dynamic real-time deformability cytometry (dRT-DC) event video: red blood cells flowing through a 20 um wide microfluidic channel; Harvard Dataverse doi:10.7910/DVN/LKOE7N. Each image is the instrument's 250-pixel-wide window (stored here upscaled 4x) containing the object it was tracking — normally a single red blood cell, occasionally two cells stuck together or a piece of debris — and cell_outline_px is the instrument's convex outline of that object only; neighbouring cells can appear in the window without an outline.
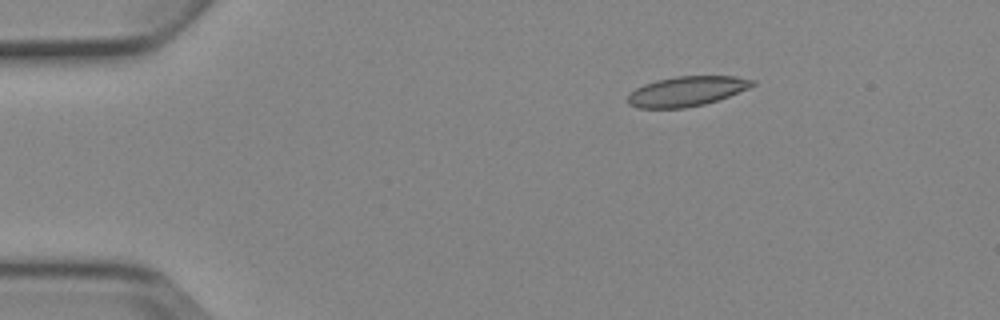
{"species": "Egyptian fruit bat (a non-hibernating species)", "species_latin": "Rousettus aegyptiacus", "temperature_condition": "cold", "stored_images_in_passage": 3, "camera_frame_rate_fps": 3000, "um_per_image_px": 0.085, "animal": {"sex": "female"}, "frame": {"image": 1, "passage_image": 1, "time_ms": 0.0, "image_size_px": [1000, 320], "cell_outline_px": [[756, 84], [748, 88], [728, 96], [704, 104], [684, 108], [636, 108], [628, 104], [628, 96], [636, 88], [644, 84], [656, 80], [676, 76], [736, 76], [756, 80]], "centroid_in_image_um": [58.37, 7.75], "position_along_channel_um": 26.6, "area_um2": 21.62}}